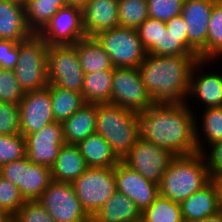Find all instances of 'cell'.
<instances>
[{"instance_id":"46","label":"cell","mask_w":222,"mask_h":222,"mask_svg":"<svg viewBox=\"0 0 222 222\" xmlns=\"http://www.w3.org/2000/svg\"><path fill=\"white\" fill-rule=\"evenodd\" d=\"M190 222H222V212H219L218 214L211 217H207L205 219L193 220Z\"/></svg>"},{"instance_id":"45","label":"cell","mask_w":222,"mask_h":222,"mask_svg":"<svg viewBox=\"0 0 222 222\" xmlns=\"http://www.w3.org/2000/svg\"><path fill=\"white\" fill-rule=\"evenodd\" d=\"M216 184L218 190V199H219V209L222 212V176L212 179Z\"/></svg>"},{"instance_id":"22","label":"cell","mask_w":222,"mask_h":222,"mask_svg":"<svg viewBox=\"0 0 222 222\" xmlns=\"http://www.w3.org/2000/svg\"><path fill=\"white\" fill-rule=\"evenodd\" d=\"M87 168L79 147L64 144L50 170L53 181L73 183Z\"/></svg>"},{"instance_id":"42","label":"cell","mask_w":222,"mask_h":222,"mask_svg":"<svg viewBox=\"0 0 222 222\" xmlns=\"http://www.w3.org/2000/svg\"><path fill=\"white\" fill-rule=\"evenodd\" d=\"M19 56V43L0 39V68L13 70Z\"/></svg>"},{"instance_id":"37","label":"cell","mask_w":222,"mask_h":222,"mask_svg":"<svg viewBox=\"0 0 222 222\" xmlns=\"http://www.w3.org/2000/svg\"><path fill=\"white\" fill-rule=\"evenodd\" d=\"M23 97L24 91L13 70L0 68V102L19 104Z\"/></svg>"},{"instance_id":"15","label":"cell","mask_w":222,"mask_h":222,"mask_svg":"<svg viewBox=\"0 0 222 222\" xmlns=\"http://www.w3.org/2000/svg\"><path fill=\"white\" fill-rule=\"evenodd\" d=\"M25 140L29 161L51 168L65 144L63 124L54 121L40 131L26 135Z\"/></svg>"},{"instance_id":"8","label":"cell","mask_w":222,"mask_h":222,"mask_svg":"<svg viewBox=\"0 0 222 222\" xmlns=\"http://www.w3.org/2000/svg\"><path fill=\"white\" fill-rule=\"evenodd\" d=\"M109 104L138 112L150 108L154 101L150 97L137 67H114L111 100Z\"/></svg>"},{"instance_id":"29","label":"cell","mask_w":222,"mask_h":222,"mask_svg":"<svg viewBox=\"0 0 222 222\" xmlns=\"http://www.w3.org/2000/svg\"><path fill=\"white\" fill-rule=\"evenodd\" d=\"M47 88L51 94L52 112L56 122L63 123L86 103L82 93L51 84Z\"/></svg>"},{"instance_id":"10","label":"cell","mask_w":222,"mask_h":222,"mask_svg":"<svg viewBox=\"0 0 222 222\" xmlns=\"http://www.w3.org/2000/svg\"><path fill=\"white\" fill-rule=\"evenodd\" d=\"M49 84L82 92L84 71L73 45L49 46L47 53Z\"/></svg>"},{"instance_id":"7","label":"cell","mask_w":222,"mask_h":222,"mask_svg":"<svg viewBox=\"0 0 222 222\" xmlns=\"http://www.w3.org/2000/svg\"><path fill=\"white\" fill-rule=\"evenodd\" d=\"M94 38L110 56L114 67H139L147 55L136 29L115 27Z\"/></svg>"},{"instance_id":"34","label":"cell","mask_w":222,"mask_h":222,"mask_svg":"<svg viewBox=\"0 0 222 222\" xmlns=\"http://www.w3.org/2000/svg\"><path fill=\"white\" fill-rule=\"evenodd\" d=\"M139 38L147 54L160 55V45L166 22L147 18L137 29Z\"/></svg>"},{"instance_id":"12","label":"cell","mask_w":222,"mask_h":222,"mask_svg":"<svg viewBox=\"0 0 222 222\" xmlns=\"http://www.w3.org/2000/svg\"><path fill=\"white\" fill-rule=\"evenodd\" d=\"M174 157L175 155L170 151L138 138L133 148L121 161L145 179L159 185Z\"/></svg>"},{"instance_id":"5","label":"cell","mask_w":222,"mask_h":222,"mask_svg":"<svg viewBox=\"0 0 222 222\" xmlns=\"http://www.w3.org/2000/svg\"><path fill=\"white\" fill-rule=\"evenodd\" d=\"M48 49V44L38 34L19 42V56L13 72L24 93L48 86Z\"/></svg>"},{"instance_id":"49","label":"cell","mask_w":222,"mask_h":222,"mask_svg":"<svg viewBox=\"0 0 222 222\" xmlns=\"http://www.w3.org/2000/svg\"><path fill=\"white\" fill-rule=\"evenodd\" d=\"M12 1L18 2V3L22 4V5H25L28 0H12Z\"/></svg>"},{"instance_id":"17","label":"cell","mask_w":222,"mask_h":222,"mask_svg":"<svg viewBox=\"0 0 222 222\" xmlns=\"http://www.w3.org/2000/svg\"><path fill=\"white\" fill-rule=\"evenodd\" d=\"M117 192L127 196L142 212L159 196V185L145 179L120 161L114 167Z\"/></svg>"},{"instance_id":"3","label":"cell","mask_w":222,"mask_h":222,"mask_svg":"<svg viewBox=\"0 0 222 222\" xmlns=\"http://www.w3.org/2000/svg\"><path fill=\"white\" fill-rule=\"evenodd\" d=\"M212 181L201 152L175 156L159 184V195L180 203Z\"/></svg>"},{"instance_id":"2","label":"cell","mask_w":222,"mask_h":222,"mask_svg":"<svg viewBox=\"0 0 222 222\" xmlns=\"http://www.w3.org/2000/svg\"><path fill=\"white\" fill-rule=\"evenodd\" d=\"M197 55L147 54L138 71L154 103L188 102L190 76Z\"/></svg>"},{"instance_id":"27","label":"cell","mask_w":222,"mask_h":222,"mask_svg":"<svg viewBox=\"0 0 222 222\" xmlns=\"http://www.w3.org/2000/svg\"><path fill=\"white\" fill-rule=\"evenodd\" d=\"M113 70L84 74L82 96L86 103L104 104L111 100Z\"/></svg>"},{"instance_id":"26","label":"cell","mask_w":222,"mask_h":222,"mask_svg":"<svg viewBox=\"0 0 222 222\" xmlns=\"http://www.w3.org/2000/svg\"><path fill=\"white\" fill-rule=\"evenodd\" d=\"M73 46L85 74L97 70H113L110 56L94 37L82 38Z\"/></svg>"},{"instance_id":"41","label":"cell","mask_w":222,"mask_h":222,"mask_svg":"<svg viewBox=\"0 0 222 222\" xmlns=\"http://www.w3.org/2000/svg\"><path fill=\"white\" fill-rule=\"evenodd\" d=\"M160 55H196L182 40V36H174L170 31L163 30Z\"/></svg>"},{"instance_id":"47","label":"cell","mask_w":222,"mask_h":222,"mask_svg":"<svg viewBox=\"0 0 222 222\" xmlns=\"http://www.w3.org/2000/svg\"><path fill=\"white\" fill-rule=\"evenodd\" d=\"M12 219L5 211L0 209V222H9Z\"/></svg>"},{"instance_id":"40","label":"cell","mask_w":222,"mask_h":222,"mask_svg":"<svg viewBox=\"0 0 222 222\" xmlns=\"http://www.w3.org/2000/svg\"><path fill=\"white\" fill-rule=\"evenodd\" d=\"M12 219L15 222H56L38 200L25 201Z\"/></svg>"},{"instance_id":"4","label":"cell","mask_w":222,"mask_h":222,"mask_svg":"<svg viewBox=\"0 0 222 222\" xmlns=\"http://www.w3.org/2000/svg\"><path fill=\"white\" fill-rule=\"evenodd\" d=\"M137 113L120 106L96 104V133L110 145L121 161L138 139Z\"/></svg>"},{"instance_id":"25","label":"cell","mask_w":222,"mask_h":222,"mask_svg":"<svg viewBox=\"0 0 222 222\" xmlns=\"http://www.w3.org/2000/svg\"><path fill=\"white\" fill-rule=\"evenodd\" d=\"M77 146L87 167H115L120 162L110 145L99 133L90 134L85 140L80 141Z\"/></svg>"},{"instance_id":"18","label":"cell","mask_w":222,"mask_h":222,"mask_svg":"<svg viewBox=\"0 0 222 222\" xmlns=\"http://www.w3.org/2000/svg\"><path fill=\"white\" fill-rule=\"evenodd\" d=\"M214 60L199 59L193 66L188 97H194L207 107H221L222 106V75L219 72H203L201 69L206 63ZM200 70V71H199ZM199 73V74H197Z\"/></svg>"},{"instance_id":"44","label":"cell","mask_w":222,"mask_h":222,"mask_svg":"<svg viewBox=\"0 0 222 222\" xmlns=\"http://www.w3.org/2000/svg\"><path fill=\"white\" fill-rule=\"evenodd\" d=\"M185 20L181 15L171 18L166 22V29L174 36H182V40L188 45Z\"/></svg>"},{"instance_id":"48","label":"cell","mask_w":222,"mask_h":222,"mask_svg":"<svg viewBox=\"0 0 222 222\" xmlns=\"http://www.w3.org/2000/svg\"><path fill=\"white\" fill-rule=\"evenodd\" d=\"M68 4H77L82 6L87 0H66Z\"/></svg>"},{"instance_id":"20","label":"cell","mask_w":222,"mask_h":222,"mask_svg":"<svg viewBox=\"0 0 222 222\" xmlns=\"http://www.w3.org/2000/svg\"><path fill=\"white\" fill-rule=\"evenodd\" d=\"M184 222L205 219L220 212L218 190L212 180L203 189L196 191L180 203Z\"/></svg>"},{"instance_id":"39","label":"cell","mask_w":222,"mask_h":222,"mask_svg":"<svg viewBox=\"0 0 222 222\" xmlns=\"http://www.w3.org/2000/svg\"><path fill=\"white\" fill-rule=\"evenodd\" d=\"M20 133L19 104L0 102V134Z\"/></svg>"},{"instance_id":"35","label":"cell","mask_w":222,"mask_h":222,"mask_svg":"<svg viewBox=\"0 0 222 222\" xmlns=\"http://www.w3.org/2000/svg\"><path fill=\"white\" fill-rule=\"evenodd\" d=\"M26 156V140L19 133L14 135L0 134V167Z\"/></svg>"},{"instance_id":"33","label":"cell","mask_w":222,"mask_h":222,"mask_svg":"<svg viewBox=\"0 0 222 222\" xmlns=\"http://www.w3.org/2000/svg\"><path fill=\"white\" fill-rule=\"evenodd\" d=\"M119 26L137 29L147 18V0H118Z\"/></svg>"},{"instance_id":"11","label":"cell","mask_w":222,"mask_h":222,"mask_svg":"<svg viewBox=\"0 0 222 222\" xmlns=\"http://www.w3.org/2000/svg\"><path fill=\"white\" fill-rule=\"evenodd\" d=\"M38 202L56 222H91L72 183L52 181Z\"/></svg>"},{"instance_id":"28","label":"cell","mask_w":222,"mask_h":222,"mask_svg":"<svg viewBox=\"0 0 222 222\" xmlns=\"http://www.w3.org/2000/svg\"><path fill=\"white\" fill-rule=\"evenodd\" d=\"M67 5L66 0H28L24 5L27 27L38 34L58 10Z\"/></svg>"},{"instance_id":"24","label":"cell","mask_w":222,"mask_h":222,"mask_svg":"<svg viewBox=\"0 0 222 222\" xmlns=\"http://www.w3.org/2000/svg\"><path fill=\"white\" fill-rule=\"evenodd\" d=\"M62 124L65 144L77 145L96 132V104L85 103Z\"/></svg>"},{"instance_id":"30","label":"cell","mask_w":222,"mask_h":222,"mask_svg":"<svg viewBox=\"0 0 222 222\" xmlns=\"http://www.w3.org/2000/svg\"><path fill=\"white\" fill-rule=\"evenodd\" d=\"M203 116L201 115L202 126L198 125L197 122H195V138H196V145L198 152L205 153V151H208L201 141V139L204 141H207L208 147L211 145L222 141V106L221 107H207L203 109ZM198 126V127H197ZM199 126H201L199 128ZM203 133L202 137H205L204 139L199 135ZM199 133V134H198ZM206 149V150H205Z\"/></svg>"},{"instance_id":"50","label":"cell","mask_w":222,"mask_h":222,"mask_svg":"<svg viewBox=\"0 0 222 222\" xmlns=\"http://www.w3.org/2000/svg\"><path fill=\"white\" fill-rule=\"evenodd\" d=\"M136 222H147V221L143 219L142 217H140Z\"/></svg>"},{"instance_id":"1","label":"cell","mask_w":222,"mask_h":222,"mask_svg":"<svg viewBox=\"0 0 222 222\" xmlns=\"http://www.w3.org/2000/svg\"><path fill=\"white\" fill-rule=\"evenodd\" d=\"M194 110L187 102L182 104L154 103L144 112H138V138L166 149L175 156L198 152L195 138Z\"/></svg>"},{"instance_id":"38","label":"cell","mask_w":222,"mask_h":222,"mask_svg":"<svg viewBox=\"0 0 222 222\" xmlns=\"http://www.w3.org/2000/svg\"><path fill=\"white\" fill-rule=\"evenodd\" d=\"M184 0H147L149 18L167 22L181 15Z\"/></svg>"},{"instance_id":"23","label":"cell","mask_w":222,"mask_h":222,"mask_svg":"<svg viewBox=\"0 0 222 222\" xmlns=\"http://www.w3.org/2000/svg\"><path fill=\"white\" fill-rule=\"evenodd\" d=\"M141 213L133 201L116 191L91 218V222H136Z\"/></svg>"},{"instance_id":"13","label":"cell","mask_w":222,"mask_h":222,"mask_svg":"<svg viewBox=\"0 0 222 222\" xmlns=\"http://www.w3.org/2000/svg\"><path fill=\"white\" fill-rule=\"evenodd\" d=\"M38 35L48 46L75 45L80 39L86 37L82 7L68 4L60 8Z\"/></svg>"},{"instance_id":"19","label":"cell","mask_w":222,"mask_h":222,"mask_svg":"<svg viewBox=\"0 0 222 222\" xmlns=\"http://www.w3.org/2000/svg\"><path fill=\"white\" fill-rule=\"evenodd\" d=\"M81 7L86 37L119 27L118 0H87Z\"/></svg>"},{"instance_id":"32","label":"cell","mask_w":222,"mask_h":222,"mask_svg":"<svg viewBox=\"0 0 222 222\" xmlns=\"http://www.w3.org/2000/svg\"><path fill=\"white\" fill-rule=\"evenodd\" d=\"M222 57V0H218L213 8L208 22L206 40V60Z\"/></svg>"},{"instance_id":"31","label":"cell","mask_w":222,"mask_h":222,"mask_svg":"<svg viewBox=\"0 0 222 222\" xmlns=\"http://www.w3.org/2000/svg\"><path fill=\"white\" fill-rule=\"evenodd\" d=\"M141 217L147 222H184L180 204L160 195L142 211Z\"/></svg>"},{"instance_id":"9","label":"cell","mask_w":222,"mask_h":222,"mask_svg":"<svg viewBox=\"0 0 222 222\" xmlns=\"http://www.w3.org/2000/svg\"><path fill=\"white\" fill-rule=\"evenodd\" d=\"M0 175L19 188L25 201L38 200L53 181L49 167L30 162L27 156L1 166Z\"/></svg>"},{"instance_id":"21","label":"cell","mask_w":222,"mask_h":222,"mask_svg":"<svg viewBox=\"0 0 222 222\" xmlns=\"http://www.w3.org/2000/svg\"><path fill=\"white\" fill-rule=\"evenodd\" d=\"M32 34L25 21V6L12 0H0V39L19 43Z\"/></svg>"},{"instance_id":"6","label":"cell","mask_w":222,"mask_h":222,"mask_svg":"<svg viewBox=\"0 0 222 222\" xmlns=\"http://www.w3.org/2000/svg\"><path fill=\"white\" fill-rule=\"evenodd\" d=\"M72 185L83 210L92 218L117 191L114 167H88Z\"/></svg>"},{"instance_id":"36","label":"cell","mask_w":222,"mask_h":222,"mask_svg":"<svg viewBox=\"0 0 222 222\" xmlns=\"http://www.w3.org/2000/svg\"><path fill=\"white\" fill-rule=\"evenodd\" d=\"M24 202L19 188L0 175V209L13 217Z\"/></svg>"},{"instance_id":"16","label":"cell","mask_w":222,"mask_h":222,"mask_svg":"<svg viewBox=\"0 0 222 222\" xmlns=\"http://www.w3.org/2000/svg\"><path fill=\"white\" fill-rule=\"evenodd\" d=\"M19 117L20 133L24 137L54 122L49 89L25 92L19 102Z\"/></svg>"},{"instance_id":"43","label":"cell","mask_w":222,"mask_h":222,"mask_svg":"<svg viewBox=\"0 0 222 222\" xmlns=\"http://www.w3.org/2000/svg\"><path fill=\"white\" fill-rule=\"evenodd\" d=\"M210 152L204 153L211 178L222 176V141L210 146Z\"/></svg>"},{"instance_id":"14","label":"cell","mask_w":222,"mask_h":222,"mask_svg":"<svg viewBox=\"0 0 222 222\" xmlns=\"http://www.w3.org/2000/svg\"><path fill=\"white\" fill-rule=\"evenodd\" d=\"M218 0H184L181 16L185 20L188 47L199 57L206 60V40L208 22L212 8Z\"/></svg>"}]
</instances>
